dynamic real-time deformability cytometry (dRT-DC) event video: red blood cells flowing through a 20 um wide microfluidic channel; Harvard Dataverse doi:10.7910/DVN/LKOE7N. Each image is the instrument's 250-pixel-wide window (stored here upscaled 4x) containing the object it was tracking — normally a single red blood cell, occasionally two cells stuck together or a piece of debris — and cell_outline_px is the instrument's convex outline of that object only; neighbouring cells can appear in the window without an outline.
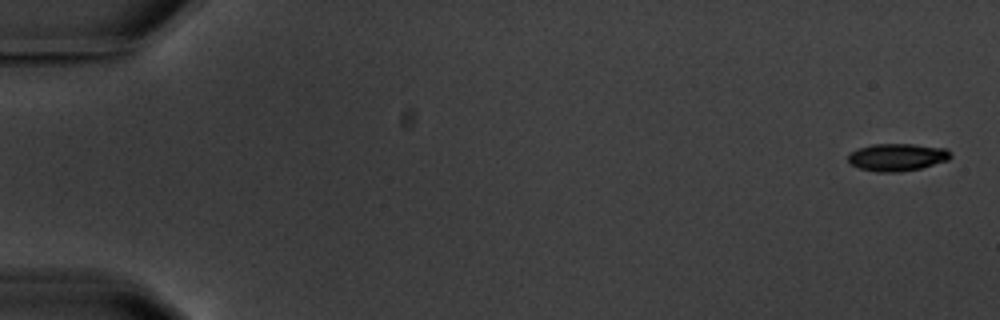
{"species": "common noctule bat (a hibernating species)", "species_latin": "Nyctalus noctula", "temperature_condition": "warm", "stored_images_in_passage": 5, "camera_frame_rate_fps": 3000, "um_per_image_px": 0.085, "animal": {"sex": "male", "body_mass_g": 20.1, "forearm_length_mm": 53.5}, "frame": {"image": 1, "passage_image": 1, "time_ms": 0.0, "image_size_px": [1000, 320], "cell_outline_px": [[952, 156], [948, 160], [920, 168], [896, 172], [876, 172], [860, 168], [852, 164], [848, 160], [848, 156], [856, 148], [872, 144], [912, 144], [944, 148], [952, 152]], "centroid_in_image_um": [76.26, 13.35], "position_along_channel_um": 8.7, "area_um2": 16.3}}